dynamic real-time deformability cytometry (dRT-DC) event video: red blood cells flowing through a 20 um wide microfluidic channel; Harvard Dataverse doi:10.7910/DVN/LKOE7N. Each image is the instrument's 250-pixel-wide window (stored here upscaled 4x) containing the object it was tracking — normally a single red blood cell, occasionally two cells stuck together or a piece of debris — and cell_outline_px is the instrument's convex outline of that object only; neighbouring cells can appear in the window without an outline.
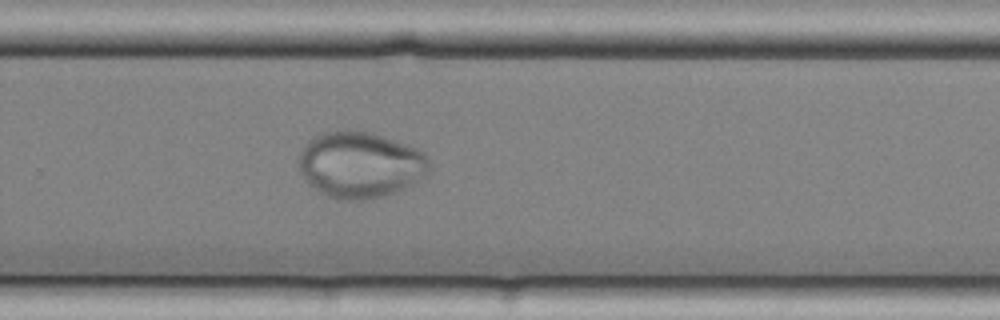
{"species": "common noctule bat (a hibernating species)", "species_latin": "Nyctalus noctula", "temperature_condition": "cold", "stored_images_in_passage": 42, "camera_frame_rate_fps": 3000, "um_per_image_px": 0.085, "animal": {"sex": "female", "body_mass_g": 25.1}, "frame": {"image": 1, "passage_image": 24, "time_ms": 7.667, "image_size_px": [1000, 320], "cell_outline_px": [[428, 172], [424, 176], [404, 188], [396, 192], [384, 196], [364, 200], [344, 200], [328, 196], [320, 192], [308, 184], [300, 172], [300, 152], [308, 140], [320, 132], [348, 128], [372, 132], [408, 144], [424, 152], [428, 160]], "centroid_in_image_um": [30.6, 13.97], "position_along_channel_um": 299.2, "area_um2": 50.75}}
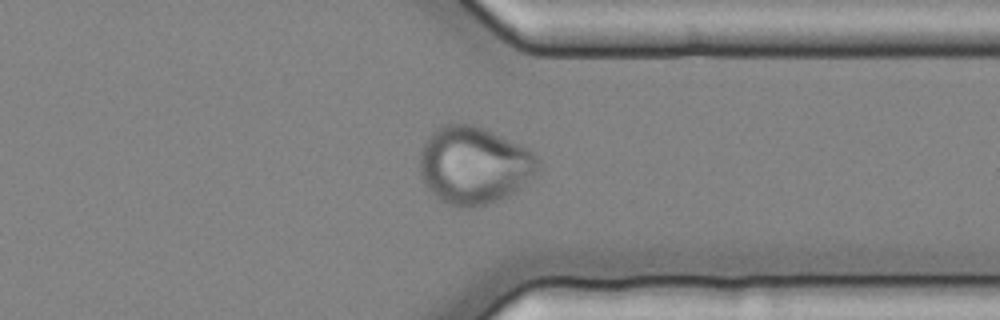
{"frame": {"image": 2, "passage_image": 30, "time_ms": 9.667, "image_size_px": [1000, 320], "cell_outline_px": [[540, 168], [516, 192], [500, 200], [468, 208], [460, 208], [448, 204], [440, 200], [424, 184], [420, 176], [420, 152], [428, 136], [440, 124], [472, 124], [484, 128], [520, 144], [528, 148], [540, 160]], "centroid_in_image_um": [40.29, 14.05], "position_along_channel_um": 371.1, "area_um2": 53.64}}